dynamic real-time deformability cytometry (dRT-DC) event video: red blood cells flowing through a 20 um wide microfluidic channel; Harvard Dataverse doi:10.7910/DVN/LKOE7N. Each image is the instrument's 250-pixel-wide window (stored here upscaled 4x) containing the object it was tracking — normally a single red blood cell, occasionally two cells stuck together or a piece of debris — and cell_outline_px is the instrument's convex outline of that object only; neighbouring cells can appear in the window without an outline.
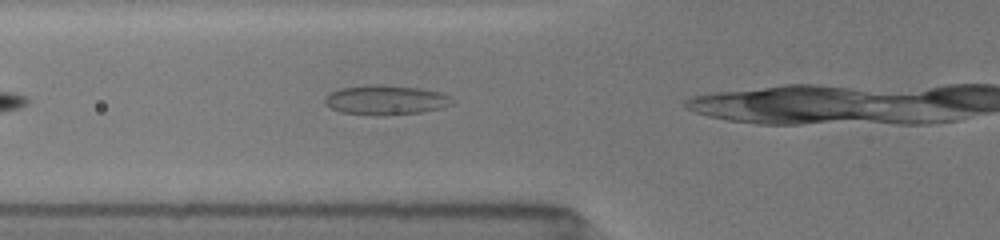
{"species": "common noctule bat (a hibernating species)", "species_latin": "Nyctalus noctula", "temperature_condition": "room temperature", "stored_images_in_passage": 12, "camera_frame_rate_fps": 3000, "um_per_image_px": 0.085, "animal": {"sex": "female", "body_mass_g": 19.5, "forearm_length_mm": 54.1}, "frame": {"image": 1, "passage_image": 4, "time_ms": 1.0, "image_size_px": [1000, 240], "cell_outline_px": [[452, 104], [440, 108], [420, 112], [388, 116], [376, 116], [340, 112], [324, 104], [324, 100], [332, 92], [340, 88], [368, 84], [384, 84], [420, 88], [436, 92], [448, 96], [452, 100]], "centroid_in_image_um": [32.74, 8.5], "position_along_channel_um": 93.1, "area_um2": 22.02}}
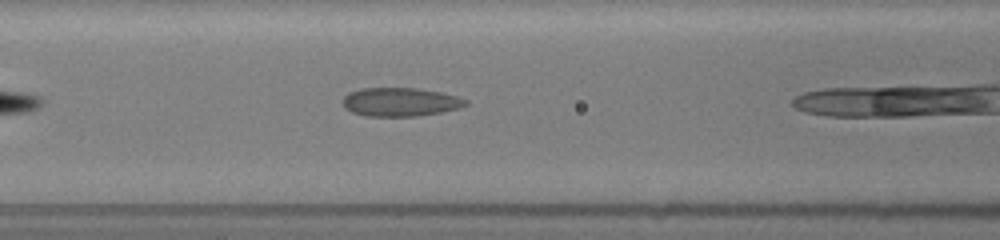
{"frame": {"image": 2, "passage_image": 7, "time_ms": 2.0, "image_size_px": [1000, 240], "cell_outline_px": [[468, 104], [456, 108], [440, 112], [416, 116], [364, 116], [352, 112], [344, 108], [344, 96], [348, 92], [360, 88], [416, 88], [440, 92], [456, 96], [468, 100]], "centroid_in_image_um": [33.98, 8.66], "position_along_channel_um": 132.6, "area_um2": 20.4}}
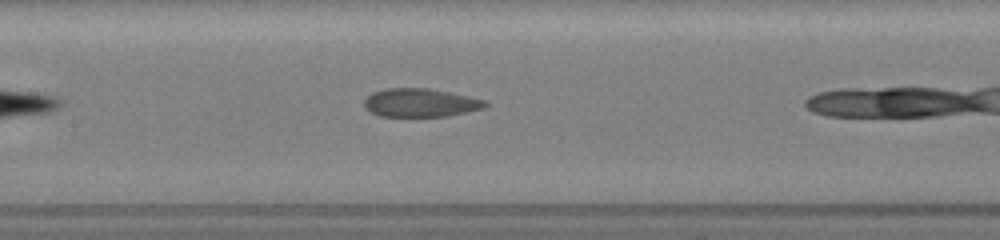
{"frame": {"image": 3, "passage_image": 11, "time_ms": 3.0, "image_size_px": [1000, 240], "cell_outline_px": [[488, 104], [484, 108], [444, 116], [380, 116], [372, 112], [364, 104], [364, 100], [372, 92], [384, 88], [428, 88], [448, 92], [484, 100]], "centroid_in_image_um": [35.7, 8.72], "position_along_channel_um": 171.7, "area_um2": 19.65}}